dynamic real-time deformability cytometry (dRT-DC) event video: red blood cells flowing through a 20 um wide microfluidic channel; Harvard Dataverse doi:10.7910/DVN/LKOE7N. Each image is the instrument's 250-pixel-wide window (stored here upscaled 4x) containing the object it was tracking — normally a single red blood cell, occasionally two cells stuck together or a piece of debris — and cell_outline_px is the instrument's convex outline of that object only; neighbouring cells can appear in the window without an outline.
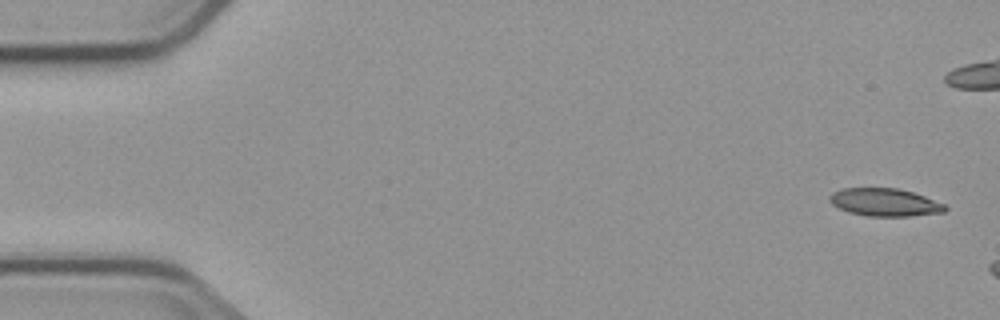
{"species": "common noctule bat (a hibernating species)", "species_latin": "Nyctalus noctula", "temperature_condition": "cold", "stored_images_in_passage": 6, "segment_of_instrument_passage": [2, 2], "camera_frame_rate_fps": 3000, "um_per_image_px": 0.085, "animal": {"sex": "male", "body_mass_g": 23.1, "forearm_length_mm": 52.7}, "frame": {"image": 1, "passage_image": 6, "time_ms": 6.0, "image_size_px": [1000, 320], "cell_outline_px": [[948, 208], [944, 212], [908, 216], [868, 216], [848, 212], [832, 204], [828, 200], [828, 196], [832, 192], [844, 188], [896, 188], [912, 192], [924, 196], [944, 204]], "centroid_in_image_um": [75.17, 17.19], "position_along_channel_um": 9.8, "area_um2": 18.61}}